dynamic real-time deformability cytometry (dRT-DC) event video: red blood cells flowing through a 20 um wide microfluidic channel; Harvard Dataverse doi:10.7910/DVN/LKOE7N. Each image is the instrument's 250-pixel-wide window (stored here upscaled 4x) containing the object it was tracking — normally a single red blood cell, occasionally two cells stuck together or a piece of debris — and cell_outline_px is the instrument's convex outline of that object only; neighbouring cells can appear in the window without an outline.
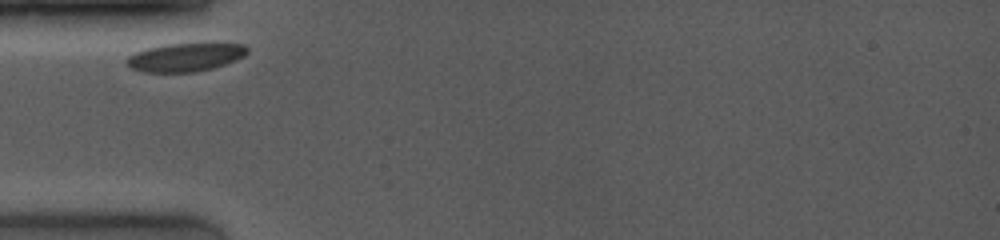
{"species": "common noctule bat (a hibernating species)", "species_latin": "Nyctalus noctula", "temperature_condition": "room temperature", "stored_images_in_passage": 22, "camera_frame_rate_fps": 4000, "um_per_image_px": 0.085, "animal": {"sex": "female", "body_mass_g": 19.0, "forearm_length_mm": 53.3}, "frame": {"image": 1, "passage_image": 1, "time_ms": 0.0, "image_size_px": [1000, 240], "cell_outline_px": [[248, 52], [244, 56], [236, 60], [212, 68], [196, 72], [144, 72], [132, 68], [128, 64], [128, 56], [136, 52], [148, 48], [164, 44], [244, 44], [248, 48]], "centroid_in_image_um": [15.77, 4.87], "position_along_channel_um": 69.2, "area_um2": 19.59}}
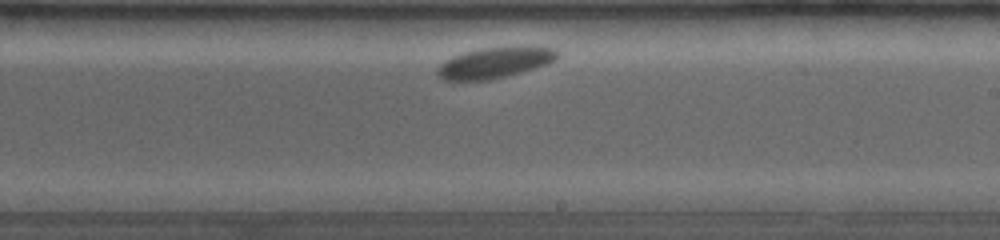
{"frame": {"image": 2, "passage_image": 13, "time_ms": 5.0, "image_size_px": [1000, 240], "cell_outline_px": [[560, 56], [556, 60], [548, 64], [520, 72], [488, 80], [444, 80], [436, 76], [436, 68], [444, 60], [452, 56], [464, 52], [480, 48], [556, 48], [560, 52]], "centroid_in_image_um": [42.0, 5.35], "position_along_channel_um": 247.0, "area_um2": 21.21}}
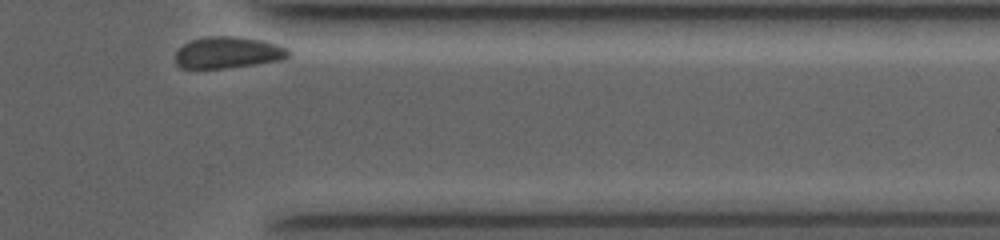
{"frame": {"image": 3, "passage_image": 22, "time_ms": 9.0, "image_size_px": [1000, 240], "cell_outline_px": [[292, 52], [288, 56], [280, 60], [224, 68], [180, 68], [176, 64], [176, 52], [184, 44], [192, 40], [208, 36], [236, 36], [260, 40], [276, 44], [288, 48]], "centroid_in_image_um": [19.37, 4.46], "position_along_channel_um": 392.0, "area_um2": 20.58}}